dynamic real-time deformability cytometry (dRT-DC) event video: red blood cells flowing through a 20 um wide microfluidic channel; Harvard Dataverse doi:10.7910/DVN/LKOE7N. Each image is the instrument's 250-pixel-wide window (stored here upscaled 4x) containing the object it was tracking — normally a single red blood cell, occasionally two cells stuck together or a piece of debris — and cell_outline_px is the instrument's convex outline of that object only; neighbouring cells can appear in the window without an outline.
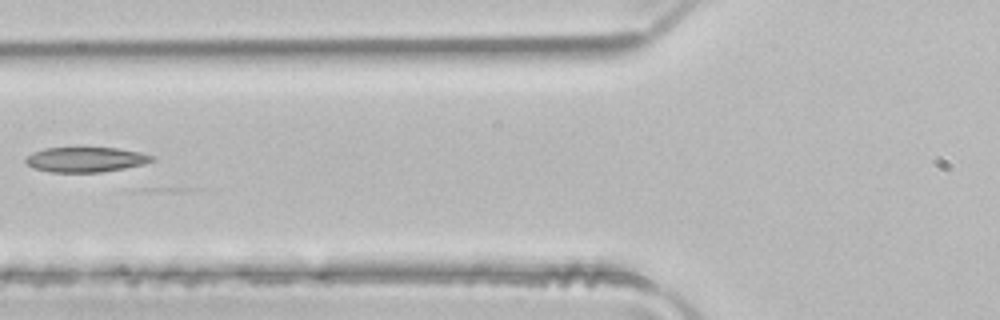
{"species": "common noctule bat (a hibernating species)", "species_latin": "Nyctalus noctula", "temperature_condition": "room temperature", "stored_images_in_passage": 5, "camera_frame_rate_fps": 3000, "um_per_image_px": 0.085, "animal": {"sex": "male", "body_mass_g": 21.5, "forearm_length_mm": 52.0}, "frame": {"image": 1, "passage_image": 5, "time_ms": 1.333, "image_size_px": [1000, 320], "cell_outline_px": [[156, 156], [152, 160], [144, 164], [124, 168], [100, 172], [48, 172], [32, 168], [24, 160], [32, 152], [44, 148], [116, 148], [140, 152]], "centroid_in_image_um": [7.26, 13.56], "position_along_channel_um": 118.5, "area_um2": 18.32}}